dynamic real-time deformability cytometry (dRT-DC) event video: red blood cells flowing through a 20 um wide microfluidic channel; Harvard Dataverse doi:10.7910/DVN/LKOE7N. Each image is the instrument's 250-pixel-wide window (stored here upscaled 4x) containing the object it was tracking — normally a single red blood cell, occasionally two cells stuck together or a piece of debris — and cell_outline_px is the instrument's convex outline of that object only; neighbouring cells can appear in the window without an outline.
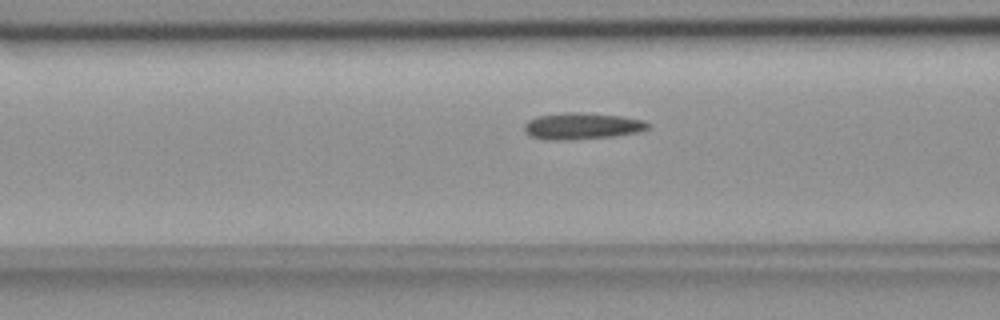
{"species": "common noctule bat (a hibernating species)", "species_latin": "Nyctalus noctula", "temperature_condition": "room temperature", "stored_images_in_passage": 42, "camera_frame_rate_fps": 3000, "um_per_image_px": 0.085, "animal": {"sex": "female", "body_mass_g": 18.4}, "frame": {"image": 1, "passage_image": 8, "time_ms": 2.333, "image_size_px": [1000, 320], "cell_outline_px": [[652, 124], [648, 128], [636, 132], [612, 136], [568, 140], [552, 140], [532, 136], [524, 128], [524, 124], [528, 120], [536, 116], [564, 112], [580, 112], [620, 116], [644, 120]], "centroid_in_image_um": [49.47, 10.7], "position_along_channel_um": 117.1, "area_um2": 18.96}}
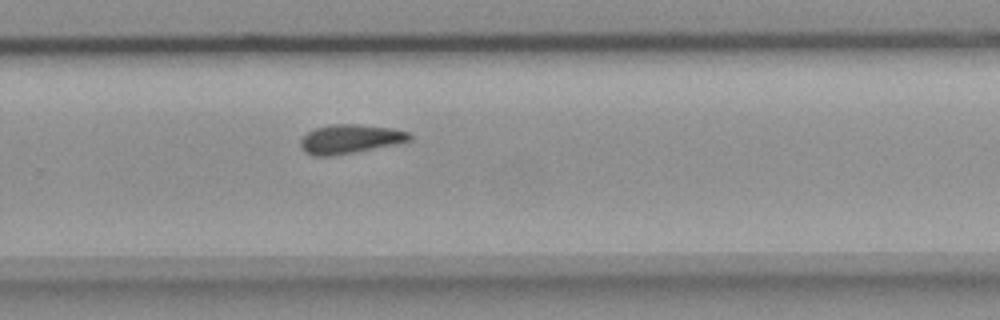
{"frame": {"image": 2, "passage_image": 23, "time_ms": 7.333, "image_size_px": [1000, 320], "cell_outline_px": [[412, 140], [396, 144], [332, 156], [312, 156], [304, 152], [300, 148], [300, 140], [308, 132], [316, 128], [332, 124], [356, 124], [392, 128], [408, 132], [412, 136]], "centroid_in_image_um": [29.73, 11.82], "position_along_channel_um": 300.1, "area_um2": 18.44}}
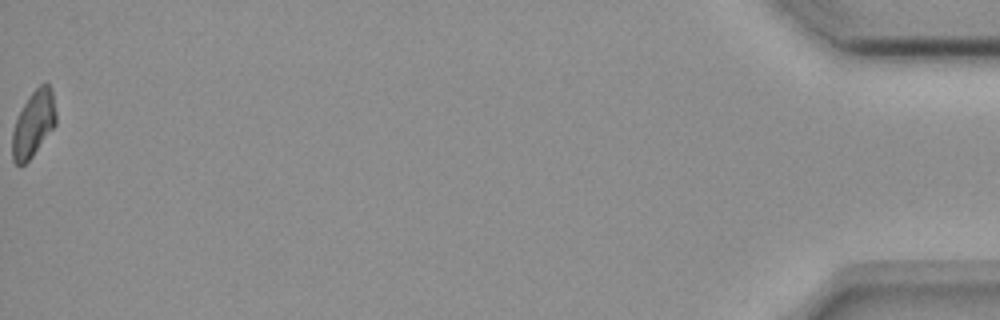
{"frame": {"image": 3, "passage_image": 42, "time_ms": 13.667, "image_size_px": [1000, 320], "cell_outline_px": [[56, 124], [32, 156], [20, 168], [12, 160], [12, 132], [16, 120], [28, 96], [44, 80], [48, 84], [52, 92], [56, 112]], "centroid_in_image_um": [2.83, 10.53], "position_along_channel_um": 432.4, "area_um2": 16.76}, "authors_computed_cell_mechanics": {"area_um2": 18.1492, "velocity_mm_per_s": 3.6714, "shape_relaxation_time_tau1_ms": null, "shape_relaxation_time_tau2_ms": 7.7603, "deformation_change_tau1": null, "deformation_change_tau2": 0.1364}}